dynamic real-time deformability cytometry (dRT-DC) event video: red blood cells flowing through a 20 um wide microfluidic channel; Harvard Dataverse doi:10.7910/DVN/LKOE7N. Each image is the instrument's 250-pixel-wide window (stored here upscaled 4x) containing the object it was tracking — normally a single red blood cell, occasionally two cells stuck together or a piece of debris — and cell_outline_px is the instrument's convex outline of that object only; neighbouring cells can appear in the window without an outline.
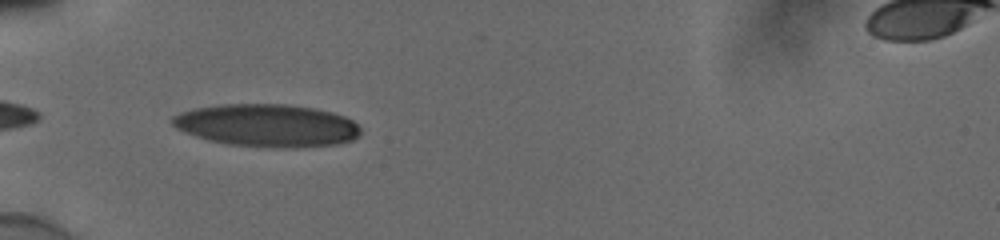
{"species": "human", "species_latin": "Homo sapiens", "temperature_condition": "cold", "stored_images_in_passage": 23, "camera_frame_rate_fps": 3000, "um_per_image_px": 0.085, "donor": {"sex": "male"}, "frame": {"image": 1, "passage_image": 1, "time_ms": 0.0, "image_size_px": [1000, 240], "cell_outline_px": [[360, 136], [352, 140], [336, 144], [296, 148], [284, 148], [228, 144], [196, 136], [176, 128], [172, 124], [172, 116], [180, 112], [196, 108], [224, 104], [288, 104], [316, 108], [332, 112], [344, 116], [352, 120], [360, 128]], "centroid_in_image_um": [22.73, 10.66], "position_along_channel_um": 62.3, "area_um2": 46.7}}
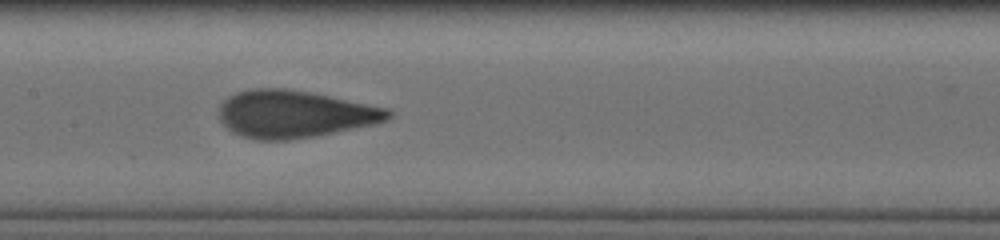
{"frame": {"image": 2, "passage_image": 11, "time_ms": 3.333, "image_size_px": [1000, 240], "cell_outline_px": [[392, 116], [388, 120], [372, 124], [316, 136], [288, 140], [260, 140], [244, 136], [232, 132], [220, 120], [220, 104], [228, 96], [236, 92], [252, 88], [284, 88], [312, 92], [392, 108]], "centroid_in_image_um": [25.07, 9.68], "position_along_channel_um": 182.3, "area_um2": 46.88}}
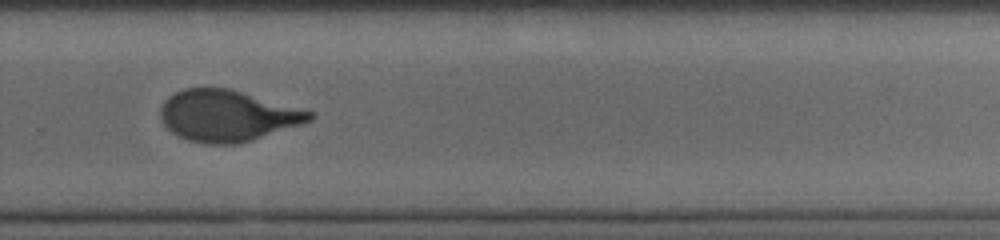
{"frame": {"image": 3, "passage_image": 21, "time_ms": 6.667, "image_size_px": [1000, 240], "cell_outline_px": [[316, 116], [312, 120], [304, 124], [252, 140], [236, 144], [204, 144], [188, 140], [172, 132], [164, 124], [160, 116], [160, 108], [164, 100], [168, 96], [184, 88], [228, 88], [316, 112]], "centroid_in_image_um": [19.36, 9.84], "position_along_channel_um": 310.4, "area_um2": 44.74}}